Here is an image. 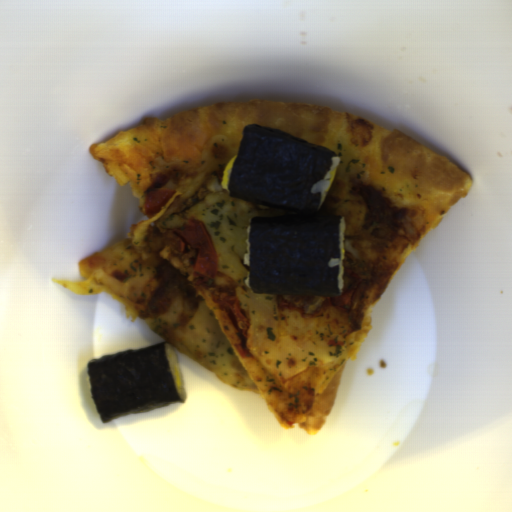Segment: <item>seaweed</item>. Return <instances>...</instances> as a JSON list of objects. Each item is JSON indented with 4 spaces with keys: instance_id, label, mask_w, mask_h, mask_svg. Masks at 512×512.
I'll return each mask as SVG.
<instances>
[{
    "instance_id": "1",
    "label": "seaweed",
    "mask_w": 512,
    "mask_h": 512,
    "mask_svg": "<svg viewBox=\"0 0 512 512\" xmlns=\"http://www.w3.org/2000/svg\"><path fill=\"white\" fill-rule=\"evenodd\" d=\"M335 150L290 132L248 124L230 170L234 198L288 211L256 216L248 233L249 285L254 294L334 297L341 293V215L320 210L324 178Z\"/></svg>"
},
{
    "instance_id": "2",
    "label": "seaweed",
    "mask_w": 512,
    "mask_h": 512,
    "mask_svg": "<svg viewBox=\"0 0 512 512\" xmlns=\"http://www.w3.org/2000/svg\"><path fill=\"white\" fill-rule=\"evenodd\" d=\"M87 372L102 424L184 402L172 376L165 341L91 360Z\"/></svg>"
}]
</instances>
